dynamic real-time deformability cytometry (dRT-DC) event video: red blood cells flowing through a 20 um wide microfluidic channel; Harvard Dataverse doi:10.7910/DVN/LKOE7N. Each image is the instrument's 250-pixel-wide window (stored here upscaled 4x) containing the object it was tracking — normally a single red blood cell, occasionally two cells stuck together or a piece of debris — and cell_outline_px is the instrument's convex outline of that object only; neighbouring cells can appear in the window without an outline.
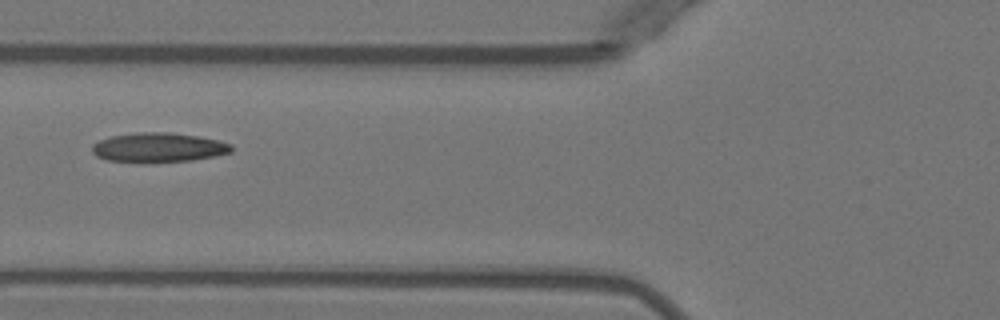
{"species": "Egyptian fruit bat (a non-hibernating species)", "species_latin": "Rousettus aegyptiacus", "temperature_condition": "warm", "stored_images_in_passage": 41, "camera_frame_rate_fps": 3000, "um_per_image_px": 0.085, "animal": {"sex": "female"}, "frame": {"image": 1, "passage_image": 13, "time_ms": 4.0, "image_size_px": [1000, 320], "cell_outline_px": [[232, 152], [192, 160], [108, 160], [96, 156], [92, 152], [92, 144], [100, 140], [112, 136], [136, 132], [168, 132], [196, 136], [216, 140], [232, 144]], "centroid_in_image_um": [13.47, 12.49], "position_along_channel_um": 112.3, "area_um2": 22.95}}
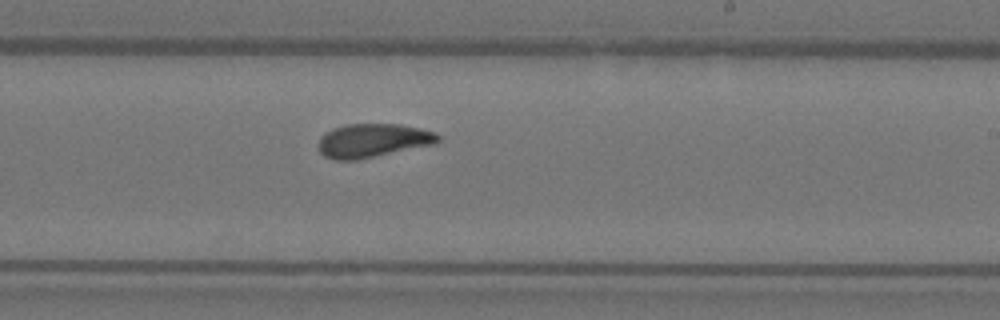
{"frame": {"image": 2, "passage_image": 24, "time_ms": 7.667, "image_size_px": [1000, 320], "cell_outline_px": [[440, 140], [436, 144], [356, 160], [336, 160], [324, 156], [320, 152], [316, 144], [320, 136], [324, 132], [332, 128], [344, 124], [400, 124], [420, 128], [436, 132], [440, 136]], "centroid_in_image_um": [31.66, 11.94], "position_along_channel_um": 257.3, "area_um2": 23.87}}
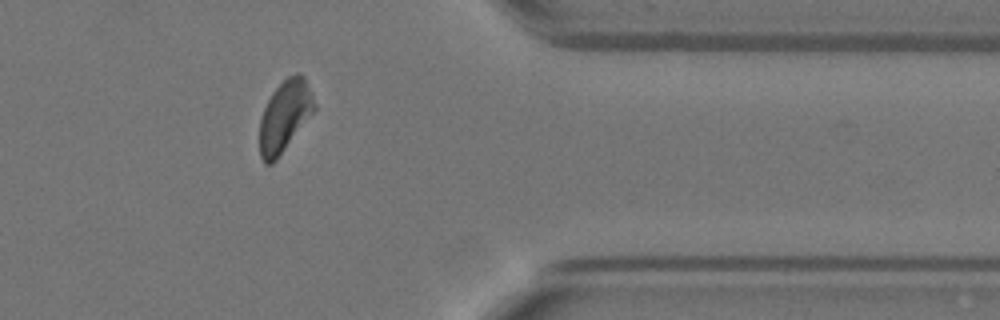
{"frame": {"image": 3, "passage_image": 35, "time_ms": 11.333, "image_size_px": [1000, 320], "cell_outline_px": [[316, 108], [276, 160], [272, 164], [264, 164], [260, 156], [260, 120], [264, 108], [272, 92], [288, 76], [296, 72], [304, 76], [308, 84], [316, 104]], "centroid_in_image_um": [24.2, 9.86], "position_along_channel_um": 387.2, "area_um2": 22.43}, "authors_computed_cell_mechanics": {"area_um2": 23.12, "velocity_mm_per_s": 3.9653, "shape_relaxation_time_tau1_ms": 5.8223, "shape_relaxation_time_tau2_ms": 1.5915, "deformation_change_tau1": 0.1783, "deformation_change_tau2": 0.0746}}